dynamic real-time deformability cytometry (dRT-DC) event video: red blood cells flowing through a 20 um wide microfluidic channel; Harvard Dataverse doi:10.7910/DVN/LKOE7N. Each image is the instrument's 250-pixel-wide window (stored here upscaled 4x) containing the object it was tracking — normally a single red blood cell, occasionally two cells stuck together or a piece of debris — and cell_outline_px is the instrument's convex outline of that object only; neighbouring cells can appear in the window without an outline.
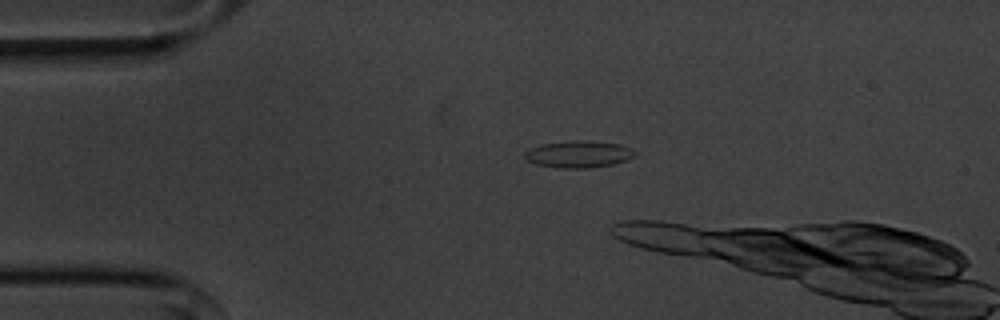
{"species": "common noctule bat (a hibernating species)", "species_latin": "Nyctalus noctula", "temperature_condition": "cold", "stored_images_in_passage": 15, "camera_frame_rate_fps": 3000, "um_per_image_px": 0.085, "animal": {"sex": "male", "body_mass_g": 20.1, "forearm_length_mm": 53.5}, "frame": {"image": 1, "passage_image": 11, "time_ms": 3.333, "image_size_px": [1000, 320], "cell_outline_px": [[636, 156], [628, 160], [612, 164], [588, 168], [556, 168], [536, 164], [528, 160], [524, 156], [524, 152], [528, 148], [540, 144], [572, 140], [588, 140], [620, 144], [632, 148], [636, 152]], "centroid_in_image_um": [49.19, 13.1], "position_along_channel_um": 35.8, "area_um2": 17.57}}